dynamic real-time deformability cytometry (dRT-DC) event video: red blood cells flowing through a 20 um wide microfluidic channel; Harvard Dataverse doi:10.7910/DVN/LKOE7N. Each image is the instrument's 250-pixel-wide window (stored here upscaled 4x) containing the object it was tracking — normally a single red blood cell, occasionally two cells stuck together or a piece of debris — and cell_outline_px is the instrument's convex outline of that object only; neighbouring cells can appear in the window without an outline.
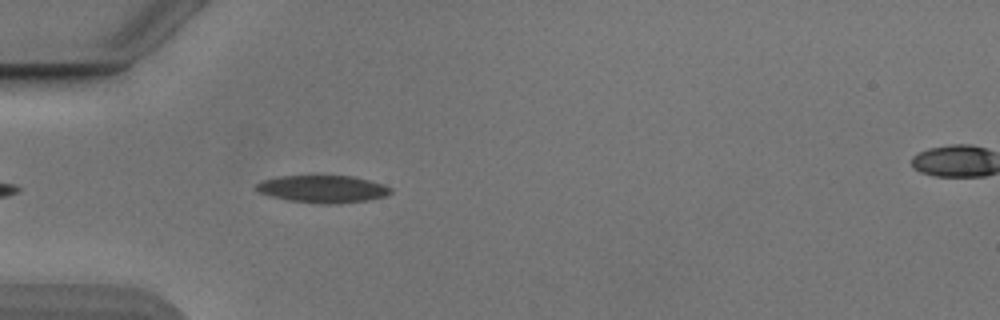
{"species": "Egyptian fruit bat (a non-hibernating species)", "species_latin": "Rousettus aegyptiacus", "temperature_condition": "cold", "stored_images_in_passage": 27, "camera_frame_rate_fps": 3000, "um_per_image_px": 0.085, "animal": {"sex": "male"}, "frame": {"image": 1, "passage_image": 4, "time_ms": 1.0, "image_size_px": [1000, 320], "cell_outline_px": [[392, 192], [384, 196], [368, 200], [336, 204], [320, 204], [288, 200], [272, 196], [260, 192], [256, 188], [256, 184], [264, 180], [280, 176], [352, 176], [368, 180], [392, 188]], "centroid_in_image_um": [27.45, 16.07], "position_along_channel_um": 57.6, "area_um2": 21.15}}
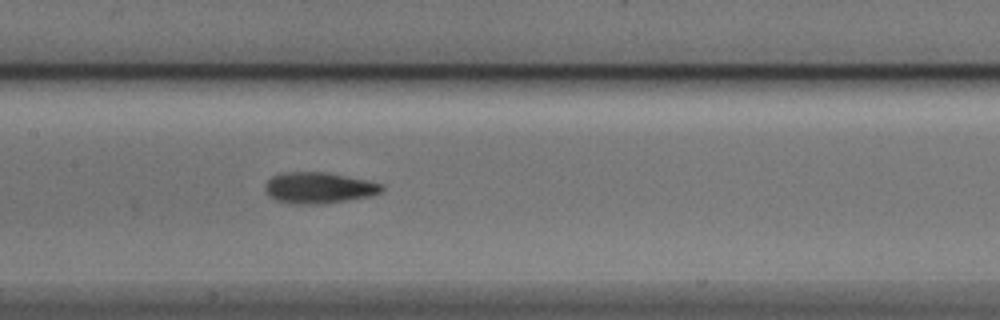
{"frame": {"image": 2, "passage_image": 14, "time_ms": 4.333, "image_size_px": [1000, 320], "cell_outline_px": [[384, 188], [380, 192], [368, 196], [324, 204], [296, 204], [276, 200], [264, 188], [264, 184], [272, 176], [284, 172], [324, 172], [368, 180], [384, 184]], "centroid_in_image_um": [27.1, 15.96], "position_along_channel_um": 180.3, "area_um2": 20.98}}
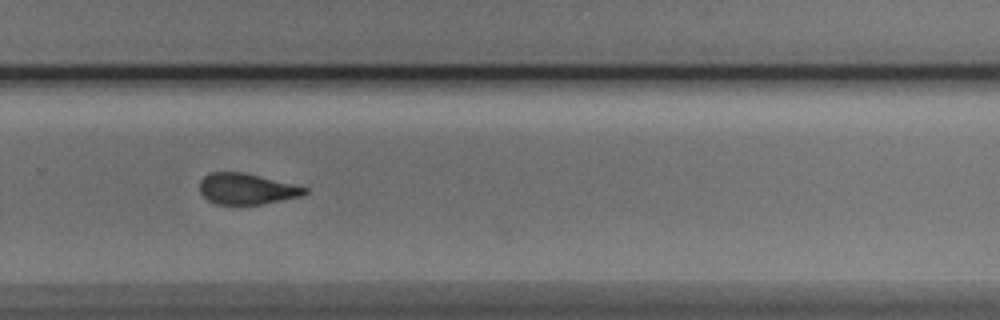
{"frame": {"image": 3, "passage_image": 24, "time_ms": 7.667, "image_size_px": [1000, 320], "cell_outline_px": [[308, 192], [300, 196], [260, 204], [216, 204], [208, 200], [200, 192], [200, 180], [208, 172], [244, 172], [308, 188]], "centroid_in_image_um": [20.92, 16.04], "position_along_channel_um": 308.9, "area_um2": 18.73}}